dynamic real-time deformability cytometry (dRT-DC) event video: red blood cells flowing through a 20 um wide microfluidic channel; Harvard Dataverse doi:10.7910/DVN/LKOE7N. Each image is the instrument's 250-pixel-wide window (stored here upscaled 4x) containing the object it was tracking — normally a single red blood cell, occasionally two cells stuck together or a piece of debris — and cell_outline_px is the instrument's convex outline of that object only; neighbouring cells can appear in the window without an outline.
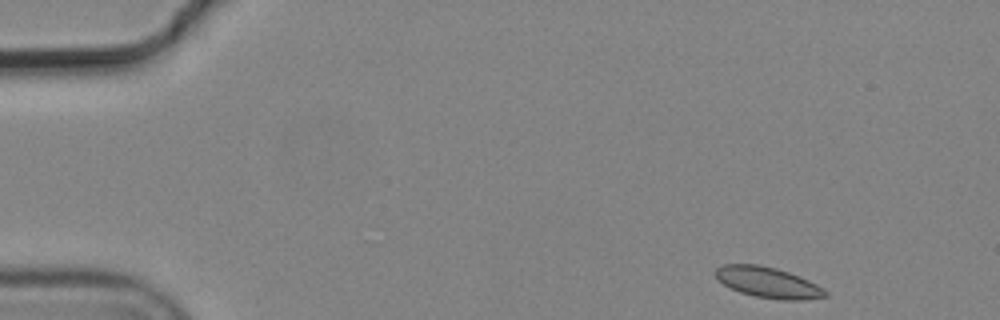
{"species": "common noctule bat (a hibernating species)", "species_latin": "Nyctalus noctula", "temperature_condition": "cold", "stored_images_in_passage": 4, "camera_frame_rate_fps": 3000, "um_per_image_px": 0.085, "animal": {"sex": "male", "body_mass_g": 19.2, "forearm_length_mm": 51.8}, "frame": {"image": 1, "passage_image": 1, "time_ms": 0.0, "image_size_px": [1000, 320], "cell_outline_px": [[828, 296], [800, 300], [780, 300], [756, 296], [740, 292], [716, 280], [712, 272], [716, 268], [724, 264], [760, 264], [776, 268], [800, 276], [824, 288], [828, 292]], "centroid_in_image_um": [65.25, 23.99], "position_along_channel_um": 19.7, "area_um2": 19.83}}
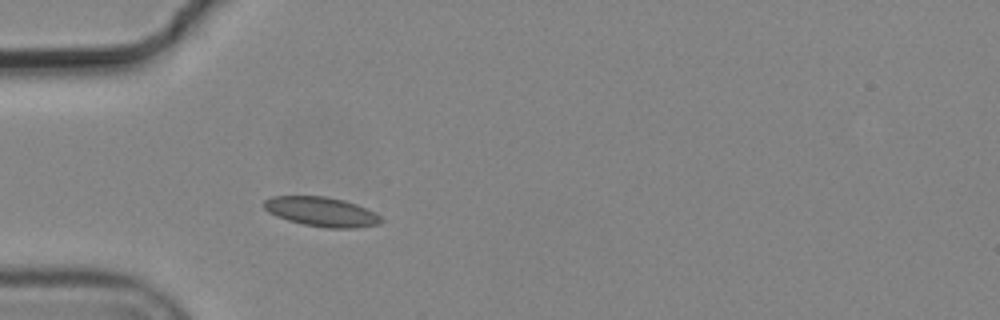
{"frame": {"image": 2, "passage_image": 4, "time_ms": 1.0, "image_size_px": [1000, 320], "cell_outline_px": [[384, 220], [380, 224], [360, 228], [328, 228], [304, 224], [288, 220], [276, 216], [268, 212], [260, 204], [264, 200], [272, 196], [324, 196], [344, 200], [356, 204], [376, 212]], "centroid_in_image_um": [27.34, 18.0], "position_along_channel_um": 57.7, "area_um2": 20.35}}